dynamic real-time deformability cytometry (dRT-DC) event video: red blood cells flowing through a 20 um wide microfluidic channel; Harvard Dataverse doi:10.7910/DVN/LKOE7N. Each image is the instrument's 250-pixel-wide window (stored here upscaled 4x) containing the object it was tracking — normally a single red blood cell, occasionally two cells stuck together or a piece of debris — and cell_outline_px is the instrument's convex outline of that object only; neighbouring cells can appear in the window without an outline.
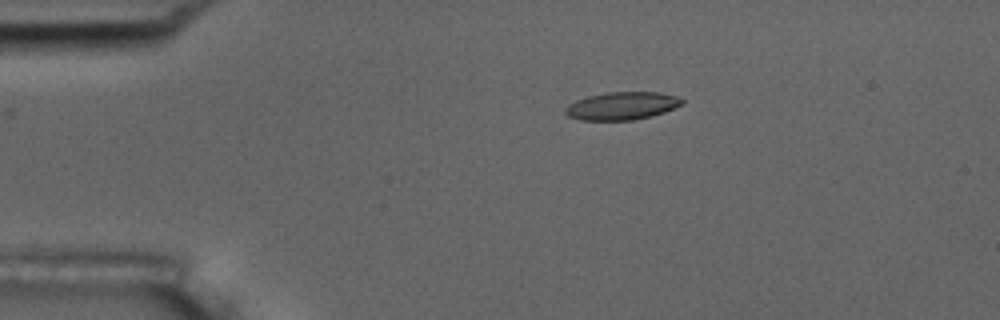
{"species": "common noctule bat (a hibernating species)", "species_latin": "Nyctalus noctula", "temperature_condition": "room temperature", "stored_images_in_passage": 9, "camera_frame_rate_fps": 3000, "um_per_image_px": 0.085, "animal": {"sex": "male", "body_mass_g": 17.5, "forearm_length_mm": 52.3}, "frame": {"image": 1, "passage_image": 2, "time_ms": 2.0, "image_size_px": [1000, 320], "cell_outline_px": [[684, 104], [664, 112], [652, 116], [632, 120], [580, 120], [568, 116], [564, 112], [564, 108], [568, 104], [576, 100], [588, 96], [608, 92], [660, 92], [676, 96], [684, 100]], "centroid_in_image_um": [52.86, 9.0], "position_along_channel_um": 32.1, "area_um2": 19.02}}
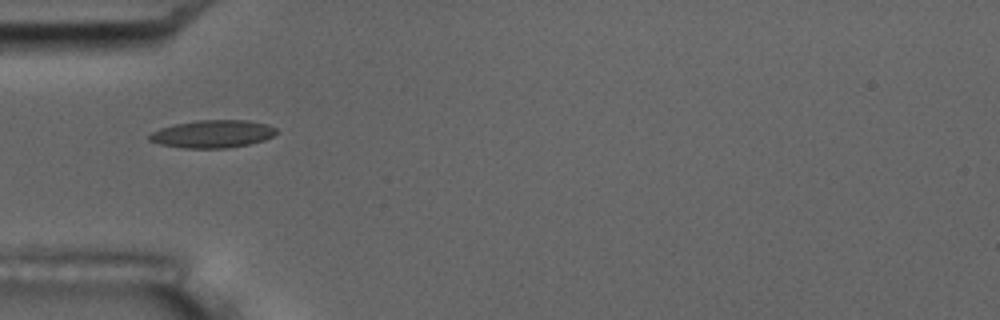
{"frame": {"image": 2, "passage_image": 4, "time_ms": 4.333, "image_size_px": [1000, 320], "cell_outline_px": [[276, 132], [272, 136], [264, 140], [248, 144], [224, 148], [184, 148], [160, 144], [148, 140], [148, 136], [152, 132], [160, 128], [176, 124], [196, 120], [248, 120], [268, 124], [276, 128]], "centroid_in_image_um": [18.06, 11.38], "position_along_channel_um": 66.9, "area_um2": 20.4}}
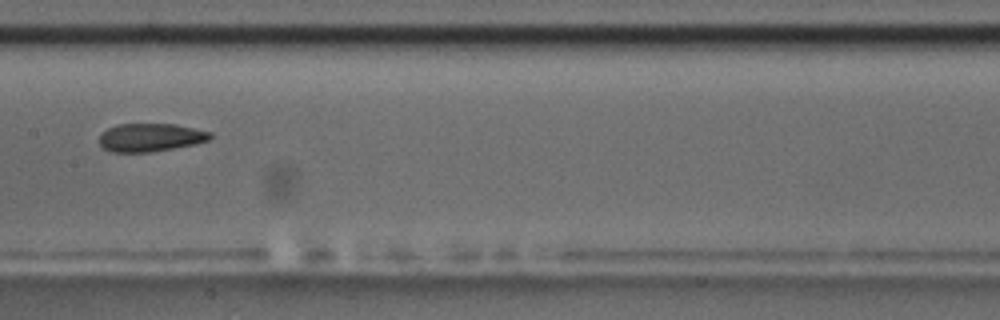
{"frame": {"image": 3, "passage_image": 7, "time_ms": 8.0, "image_size_px": [1000, 320], "cell_outline_px": [[212, 136], [208, 140], [196, 144], [152, 152], [112, 152], [104, 148], [100, 144], [100, 136], [108, 128], [116, 124], [176, 124], [212, 132]], "centroid_in_image_um": [12.81, 11.68], "position_along_channel_um": 194.6, "area_um2": 18.21}}